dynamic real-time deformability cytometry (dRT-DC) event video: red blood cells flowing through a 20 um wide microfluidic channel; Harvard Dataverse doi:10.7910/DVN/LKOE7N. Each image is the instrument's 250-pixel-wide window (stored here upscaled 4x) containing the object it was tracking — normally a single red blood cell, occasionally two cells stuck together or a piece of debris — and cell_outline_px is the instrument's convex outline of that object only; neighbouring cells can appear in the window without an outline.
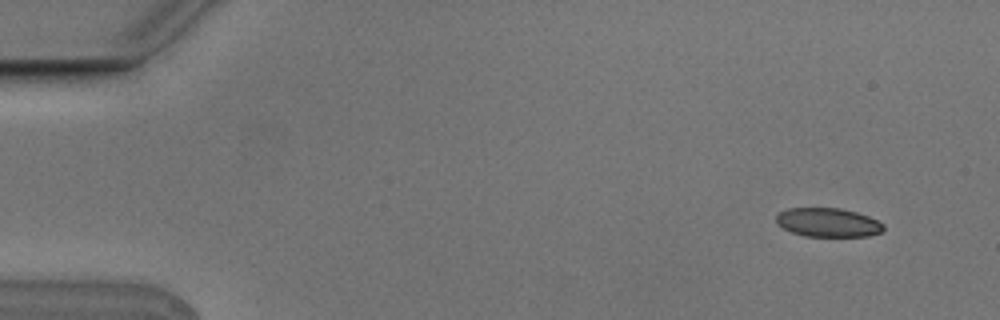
{"species": "Egyptian fruit bat (a non-hibernating species)", "species_latin": "Rousettus aegyptiacus", "temperature_condition": "cold", "stored_images_in_passage": 5, "camera_frame_rate_fps": 3000, "um_per_image_px": 0.085, "animal": {"sex": "male"}, "frame": {"image": 1, "passage_image": 1, "time_ms": 0.0, "image_size_px": [1000, 320], "cell_outline_px": [[884, 228], [880, 232], [868, 236], [804, 236], [792, 232], [776, 224], [776, 212], [788, 208], [840, 208], [856, 212], [868, 216], [884, 224]], "centroid_in_image_um": [70.34, 18.9], "position_along_channel_um": 14.7, "area_um2": 18.09}}
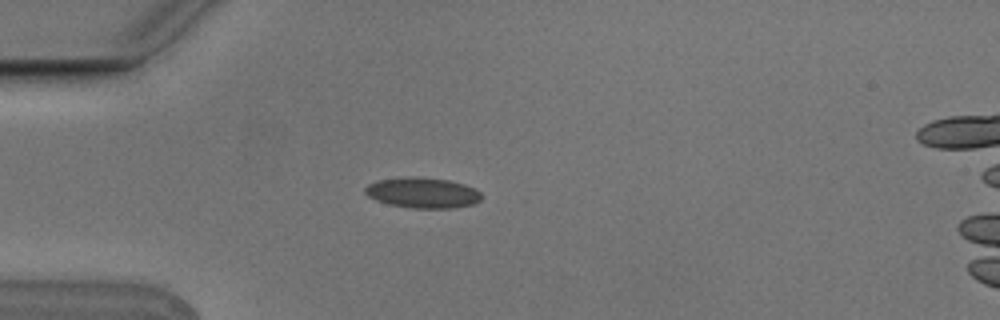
{"frame": {"image": 2, "passage_image": 4, "time_ms": 1.0, "image_size_px": [1000, 320], "cell_outline_px": [[480, 200], [476, 204], [456, 208], [412, 208], [388, 204], [376, 200], [368, 196], [364, 192], [364, 188], [368, 184], [376, 180], [408, 176], [416, 176], [448, 180], [464, 184], [476, 188], [480, 192]], "centroid_in_image_um": [35.92, 16.38], "position_along_channel_um": 49.1, "area_um2": 20.98}}